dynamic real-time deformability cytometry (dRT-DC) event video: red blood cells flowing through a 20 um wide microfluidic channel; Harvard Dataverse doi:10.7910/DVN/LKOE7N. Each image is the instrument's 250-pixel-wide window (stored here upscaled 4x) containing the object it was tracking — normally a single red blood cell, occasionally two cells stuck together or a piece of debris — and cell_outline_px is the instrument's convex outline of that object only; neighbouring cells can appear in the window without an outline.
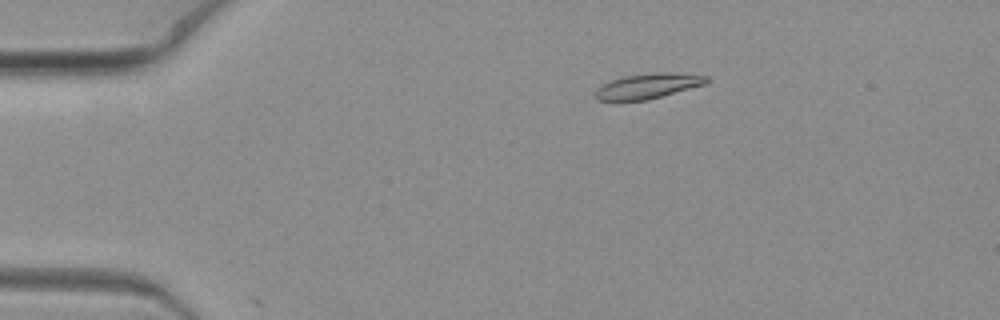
{"species": "common noctule bat (a hibernating species)", "species_latin": "Nyctalus noctula", "temperature_condition": "warm", "stored_images_in_passage": 5, "camera_frame_rate_fps": 3000, "um_per_image_px": 0.085, "animal": {"sex": "female", "body_mass_g": 19.3, "forearm_length_mm": 54.1}, "frame": {"image": 1, "passage_image": 2, "time_ms": 0.333, "image_size_px": [1000, 320], "cell_outline_px": [[708, 80], [704, 84], [648, 100], [596, 100], [592, 96], [592, 92], [596, 88], [620, 76], [660, 72], [672, 72], [708, 76]], "centroid_in_image_um": [55.0, 7.31], "position_along_channel_um": 30.0, "area_um2": 16.3}}
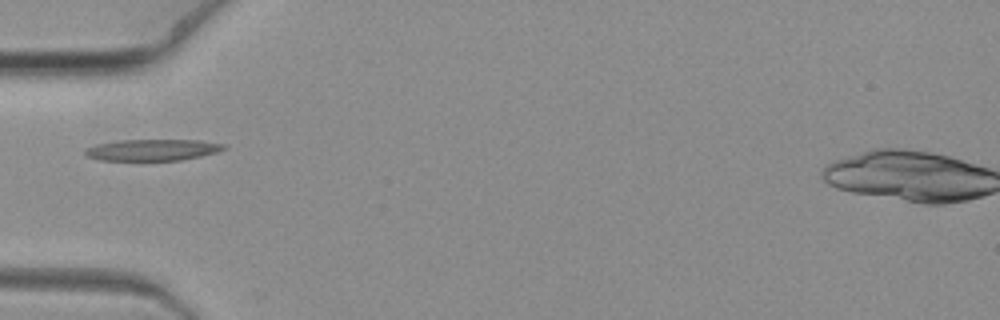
{"frame": {"image": 2, "passage_image": 5, "time_ms": 1.333, "image_size_px": [1000, 320], "cell_outline_px": [[228, 148], [216, 152], [200, 156], [180, 160], [100, 160], [88, 156], [84, 152], [84, 148], [96, 144], [120, 140], [200, 140], [228, 144]], "centroid_in_image_um": [12.99, 12.73], "position_along_channel_um": 72.0, "area_um2": 17.34}}